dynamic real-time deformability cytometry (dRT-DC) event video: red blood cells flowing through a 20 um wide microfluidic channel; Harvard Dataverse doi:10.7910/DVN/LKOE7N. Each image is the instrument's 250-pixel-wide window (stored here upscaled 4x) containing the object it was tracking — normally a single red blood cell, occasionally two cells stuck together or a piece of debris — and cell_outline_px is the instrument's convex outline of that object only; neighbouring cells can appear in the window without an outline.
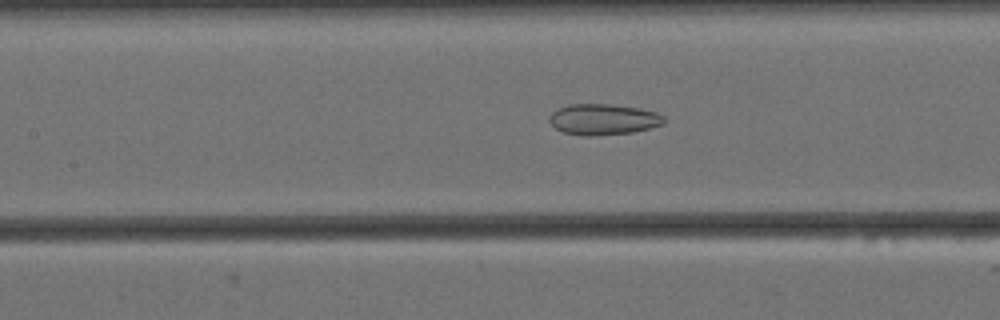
{"species": "Egyptian fruit bat (a non-hibernating species)", "species_latin": "Rousettus aegyptiacus", "temperature_condition": "cold", "stored_images_in_passage": 44, "camera_frame_rate_fps": 3000, "um_per_image_px": 0.085, "animal": {"sex": "female"}, "frame": {"image": 1, "passage_image": 11, "time_ms": 3.333, "image_size_px": [1000, 320], "cell_outline_px": [[664, 124], [632, 132], [592, 136], [588, 136], [564, 132], [556, 128], [548, 120], [552, 112], [556, 108], [568, 104], [612, 104], [640, 108], [656, 112], [664, 116]], "centroid_in_image_um": [51.27, 10.13], "position_along_channel_um": 156.1, "area_um2": 20.63}}
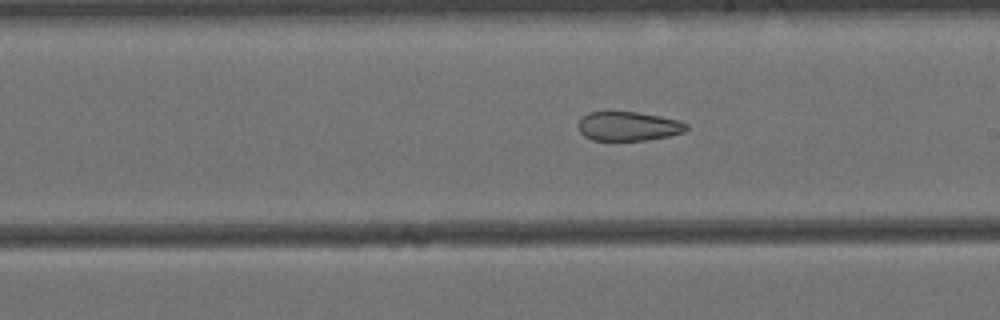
{"frame": {"image": 2, "passage_image": 18, "time_ms": 5.667, "image_size_px": [1000, 320], "cell_outline_px": [[688, 128], [684, 132], [668, 136], [648, 140], [592, 140], [584, 136], [580, 132], [576, 124], [580, 116], [588, 112], [636, 112], [660, 116], [680, 120], [688, 124]], "centroid_in_image_um": [53.38, 10.72], "position_along_channel_um": 235.6, "area_um2": 18.61}}
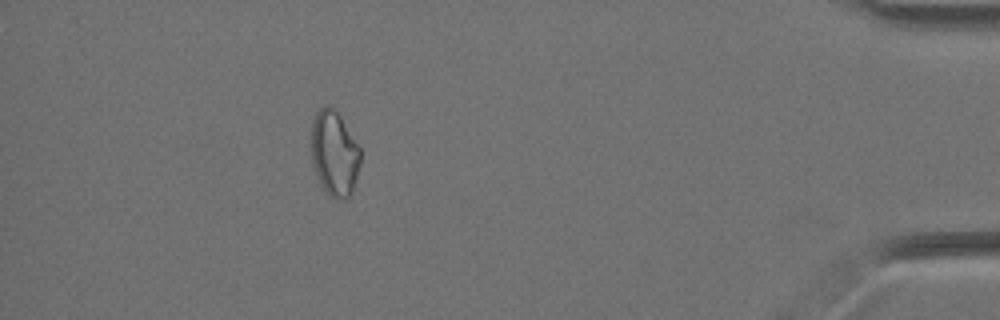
{"frame": {"image": 3, "passage_image": 38, "time_ms": 12.333, "image_size_px": [1000, 320], "cell_outline_px": [[360, 164], [352, 192], [344, 200], [328, 196], [320, 184], [312, 164], [312, 120], [316, 112], [324, 104], [336, 108], [360, 148]], "centroid_in_image_um": [28.41, 13.02], "position_along_channel_um": 406.8, "area_um2": 24.57}, "authors_computed_cell_mechanics": {"area_um2": 22.0796, "velocity_mm_per_s": 3.4265, "shape_relaxation_time_tau1_ms": null, "shape_relaxation_time_tau2_ms": 3.5359, "deformation_change_tau1": null, "deformation_change_tau2": 0.1036}}